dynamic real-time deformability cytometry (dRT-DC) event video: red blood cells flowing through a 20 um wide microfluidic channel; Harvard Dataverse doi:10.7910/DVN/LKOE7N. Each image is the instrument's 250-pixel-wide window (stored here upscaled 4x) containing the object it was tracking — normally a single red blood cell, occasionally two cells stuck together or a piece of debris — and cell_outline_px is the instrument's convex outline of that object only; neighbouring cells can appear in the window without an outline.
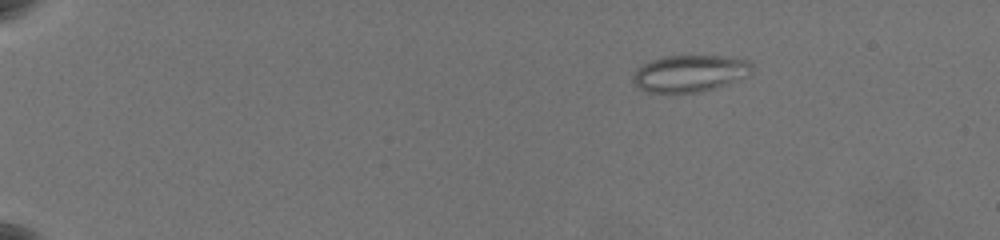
{"species": "common noctule bat (a hibernating species)", "species_latin": "Nyctalus noctula", "temperature_condition": "warm", "stored_images_in_passage": 53, "camera_frame_rate_fps": 3000, "um_per_image_px": 0.085, "animal": {"sex": "female", "body_mass_g": 19.5, "forearm_length_mm": 54.1}, "frame": {"image": 1, "passage_image": 2, "time_ms": 0.333, "image_size_px": [1000, 240], "cell_outline_px": [[752, 72], [748, 76], [716, 88], [700, 92], [676, 96], [648, 92], [640, 88], [632, 80], [632, 76], [644, 64], [652, 60], [664, 56], [728, 56], [748, 60], [752, 64]], "centroid_in_image_um": [58.65, 6.28], "position_along_channel_um": 26.3, "area_um2": 26.13}}
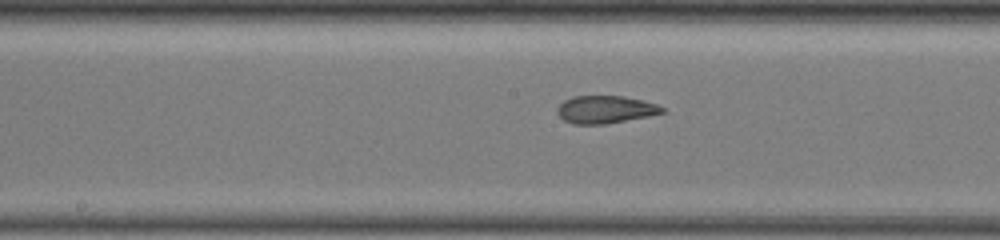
{"frame": {"image": 2, "passage_image": 27, "time_ms": 8.667, "image_size_px": [1000, 240], "cell_outline_px": [[664, 112], [648, 116], [604, 124], [572, 124], [564, 120], [556, 112], [556, 108], [564, 100], [572, 96], [624, 96], [656, 104], [664, 108]], "centroid_in_image_um": [51.4, 9.3], "position_along_channel_um": 196.8, "area_um2": 16.76}}
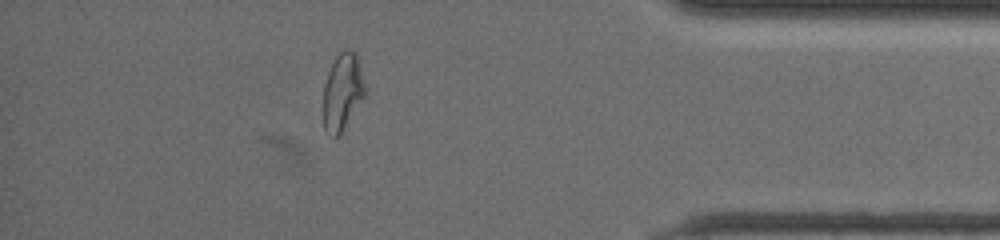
{"frame": {"image": 3, "passage_image": 47, "time_ms": 15.333, "image_size_px": [1000, 240], "cell_outline_px": [[368, 88], [364, 96], [340, 132], [336, 136], [332, 136], [324, 128], [324, 84], [328, 72], [336, 56], [344, 48], [348, 48], [356, 52]], "centroid_in_image_um": [29.15, 7.7], "position_along_channel_um": 406.1, "area_um2": 18.55}, "authors_computed_cell_mechanics": {"area_um2": 18.6116, "velocity_mm_per_s": 3.5534, "shape_relaxation_time_tau1_ms": null, "shape_relaxation_time_tau2_ms": 1.3824, "deformation_change_tau1": null, "deformation_change_tau2": 0.0855}}